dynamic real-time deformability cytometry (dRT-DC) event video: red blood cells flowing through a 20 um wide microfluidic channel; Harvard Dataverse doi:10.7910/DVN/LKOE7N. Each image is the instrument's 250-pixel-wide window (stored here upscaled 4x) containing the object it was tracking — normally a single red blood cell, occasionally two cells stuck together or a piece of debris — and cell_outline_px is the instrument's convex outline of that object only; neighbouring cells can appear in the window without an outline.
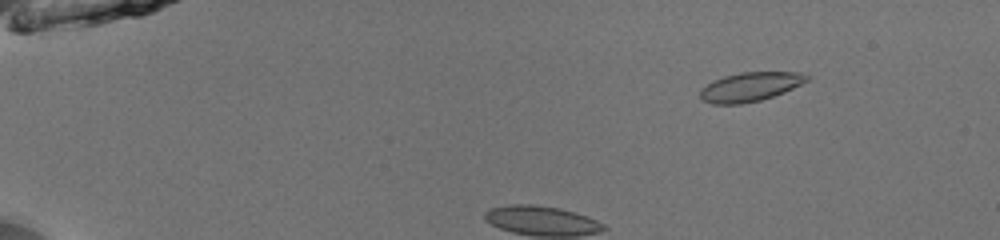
{"species": "common noctule bat (a hibernating species)", "species_latin": "Nyctalus noctula", "temperature_condition": "room temperature", "stored_images_in_passage": 11, "camera_frame_rate_fps": 3000, "um_per_image_px": 0.085, "animal": {"sex": "male", "body_mass_g": 13.0, "forearm_length_mm": 53.1}, "frame": {"image": 1, "passage_image": 2, "time_ms": 0.333, "image_size_px": [1000, 240], "cell_outline_px": [[812, 76], [808, 80], [784, 92], [760, 100], [740, 104], [712, 104], [700, 100], [700, 88], [712, 80], [724, 76], [740, 72], [804, 72]], "centroid_in_image_um": [63.74, 7.37], "position_along_channel_um": 21.3, "area_um2": 18.26}}
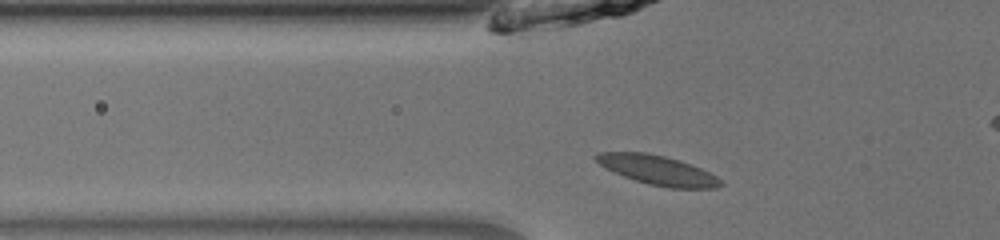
{"frame": {"image": 2, "passage_image": 8, "time_ms": 2.333, "image_size_px": [1000, 240], "cell_outline_px": [[724, 184], [716, 188], [668, 188], [648, 184], [624, 176], [600, 164], [592, 156], [596, 152], [648, 152], [680, 160], [692, 164], [716, 176]], "centroid_in_image_um": [55.91, 14.45], "position_along_channel_um": 69.9, "area_um2": 21.21}}